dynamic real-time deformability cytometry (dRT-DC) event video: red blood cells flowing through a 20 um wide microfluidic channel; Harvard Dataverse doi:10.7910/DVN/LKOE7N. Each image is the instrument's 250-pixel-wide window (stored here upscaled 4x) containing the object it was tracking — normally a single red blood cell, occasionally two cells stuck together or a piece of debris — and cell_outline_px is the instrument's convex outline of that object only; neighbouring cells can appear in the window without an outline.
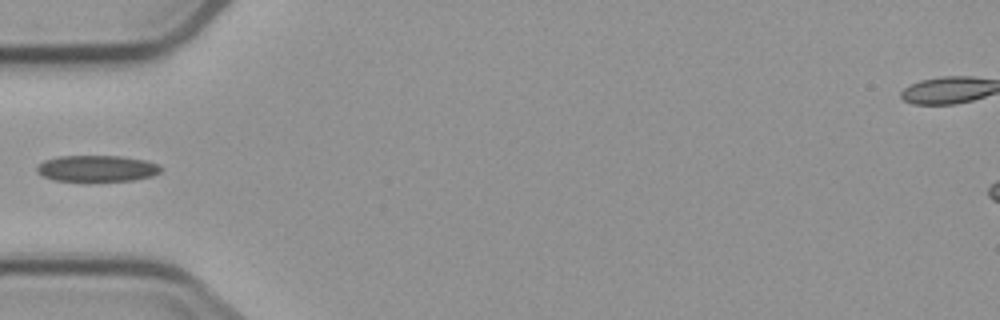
{"species": "common noctule bat (a hibernating species)", "species_latin": "Nyctalus noctula", "temperature_condition": "cold", "stored_images_in_passage": 2, "camera_frame_rate_fps": 3000, "um_per_image_px": 0.085, "animal": {"sex": "male", "body_mass_g": 23.1, "forearm_length_mm": 52.7}, "frame": {"image": 1, "passage_image": 1, "time_ms": 0.0, "image_size_px": [1000, 320], "cell_outline_px": [[164, 168], [160, 172], [152, 176], [132, 180], [52, 180], [40, 176], [36, 172], [36, 168], [44, 160], [56, 156], [120, 156], [144, 160], [156, 164]], "centroid_in_image_um": [8.2, 14.31], "position_along_channel_um": 76.8, "area_um2": 18.84}}
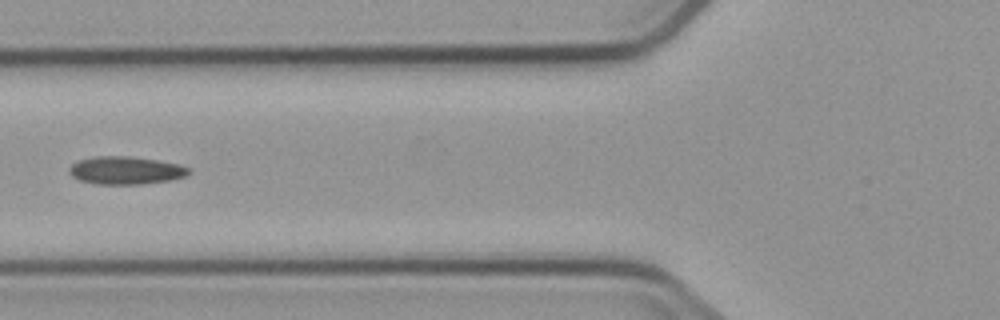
{"frame": {"image": 2, "passage_image": 2, "time_ms": 1.0, "image_size_px": [1000, 320], "cell_outline_px": [[192, 172], [184, 176], [168, 180], [140, 184], [96, 184], [80, 180], [72, 176], [72, 164], [80, 160], [96, 156], [128, 156], [156, 160], [180, 164], [188, 168]], "centroid_in_image_um": [10.72, 14.48], "position_along_channel_um": 115.1, "area_um2": 19.02}}